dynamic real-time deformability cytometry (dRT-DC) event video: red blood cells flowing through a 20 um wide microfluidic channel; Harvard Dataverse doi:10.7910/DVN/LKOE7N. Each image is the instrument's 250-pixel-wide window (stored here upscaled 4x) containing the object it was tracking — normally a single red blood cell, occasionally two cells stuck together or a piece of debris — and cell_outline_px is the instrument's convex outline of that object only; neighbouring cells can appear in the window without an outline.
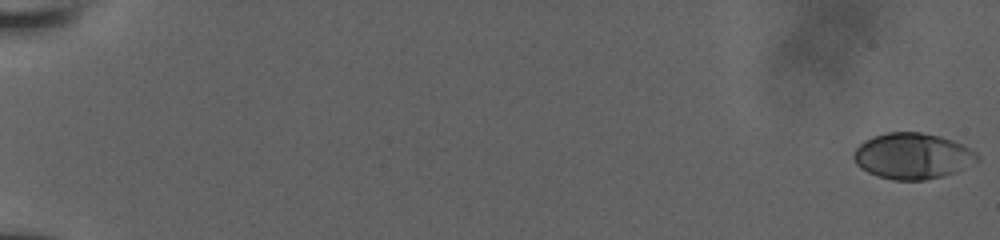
{"species": "human", "species_latin": "Homo sapiens", "temperature_condition": "room temperature", "stored_images_in_passage": 18, "camera_frame_rate_fps": 3000, "um_per_image_px": 0.085, "donor": {"sex": "male"}, "frame": {"image": 1, "passage_image": 1, "time_ms": 0.0, "image_size_px": [1000, 240], "cell_outline_px": [[980, 160], [956, 172], [944, 176], [924, 180], [892, 180], [876, 176], [860, 168], [856, 164], [852, 156], [852, 152], [860, 144], [872, 136], [884, 132], [920, 132], [940, 136], [952, 140], [976, 152], [980, 156]], "centroid_in_image_um": [77.54, 13.27], "position_along_channel_um": 7.5, "area_um2": 33.35}}
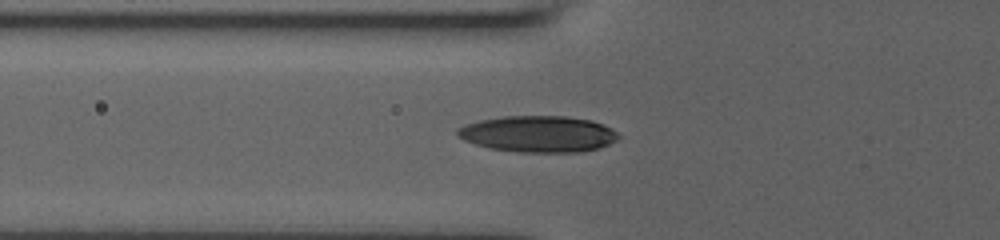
{"frame": {"image": 2, "passage_image": 13, "time_ms": 7.333, "image_size_px": [1000, 240], "cell_outline_px": [[620, 136], [616, 140], [608, 144], [596, 148], [580, 152], [520, 152], [492, 148], [476, 144], [464, 140], [456, 136], [456, 128], [464, 124], [480, 120], [504, 116], [564, 116], [592, 120], [604, 124], [612, 128]], "centroid_in_image_um": [45.73, 11.38], "position_along_channel_um": 80.1, "area_um2": 34.1}}
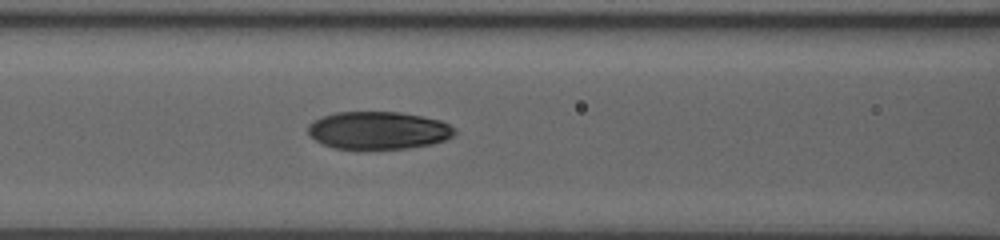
{"frame": {"image": 3, "passage_image": 16, "time_ms": 8.667, "image_size_px": [1000, 240], "cell_outline_px": [[456, 132], [452, 136], [444, 140], [432, 144], [408, 148], [336, 148], [324, 144], [308, 136], [308, 124], [312, 120], [320, 116], [336, 112], [400, 112], [440, 120], [456, 128]], "centroid_in_image_um": [32.13, 11.07], "position_along_channel_um": 134.5, "area_um2": 32.14}}